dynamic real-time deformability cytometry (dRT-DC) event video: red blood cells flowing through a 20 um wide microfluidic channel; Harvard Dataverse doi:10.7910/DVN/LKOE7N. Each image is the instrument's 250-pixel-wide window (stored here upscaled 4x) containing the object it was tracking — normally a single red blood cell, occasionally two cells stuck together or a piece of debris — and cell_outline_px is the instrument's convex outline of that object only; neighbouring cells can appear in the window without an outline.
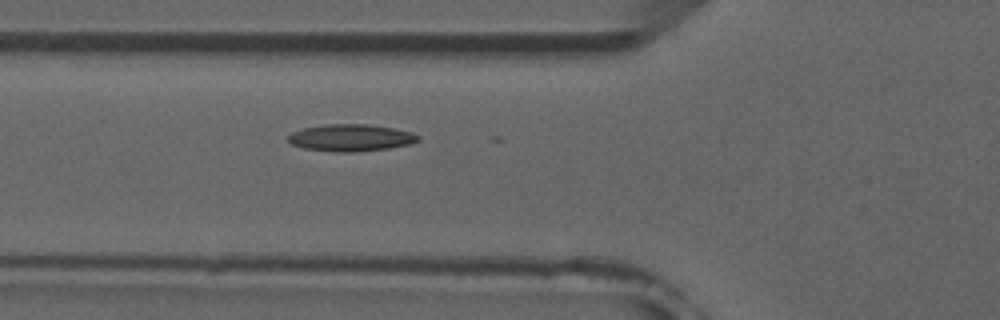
{"species": "common noctule bat (a hibernating species)", "species_latin": "Nyctalus noctula", "temperature_condition": "room temperature", "stored_images_in_passage": 4, "camera_frame_rate_fps": 3000, "um_per_image_px": 0.085, "animal": {"sex": "male", "forearm_length_mm": 52.5}, "frame": {"image": 1, "passage_image": 4, "time_ms": 3.333, "image_size_px": [1000, 320], "cell_outline_px": [[420, 140], [408, 144], [388, 148], [352, 152], [332, 152], [304, 148], [292, 144], [288, 140], [288, 136], [292, 132], [304, 128], [328, 124], [364, 124], [392, 128], [412, 132], [420, 136]], "centroid_in_image_um": [29.81, 11.71], "position_along_channel_um": 96.0, "area_um2": 20.23}}